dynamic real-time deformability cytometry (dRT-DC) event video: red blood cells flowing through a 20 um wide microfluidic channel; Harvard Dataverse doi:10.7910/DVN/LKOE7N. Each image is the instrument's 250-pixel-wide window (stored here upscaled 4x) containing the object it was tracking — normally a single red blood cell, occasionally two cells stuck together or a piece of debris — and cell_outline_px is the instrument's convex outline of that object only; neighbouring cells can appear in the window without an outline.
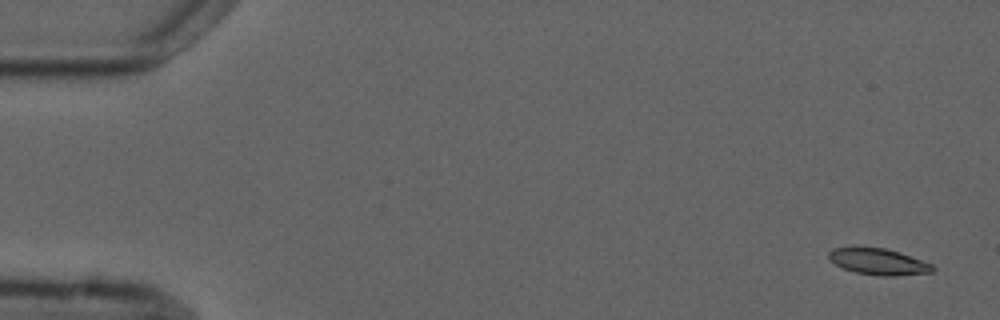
{"species": "common noctule bat (a hibernating species)", "species_latin": "Nyctalus noctula", "temperature_condition": "cold", "stored_images_in_passage": 5, "camera_frame_rate_fps": 3000, "um_per_image_px": 0.085, "animal": {"sex": "male", "forearm_length_mm": 52.5}, "frame": {"image": 1, "passage_image": 1, "time_ms": 0.0, "image_size_px": [1000, 320], "cell_outline_px": [[936, 268], [932, 272], [892, 276], [880, 276], [856, 272], [844, 268], [836, 264], [828, 256], [828, 252], [832, 248], [856, 244], [884, 248], [900, 252], [932, 264]], "centroid_in_image_um": [74.62, 22.19], "position_along_channel_um": 10.4, "area_um2": 16.36}}
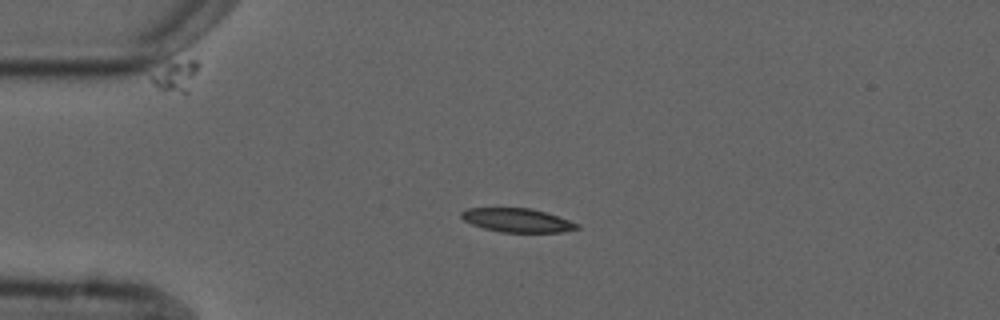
{"frame": {"image": 2, "passage_image": 4, "time_ms": 3.667, "image_size_px": [1000, 320], "cell_outline_px": [[580, 228], [564, 232], [500, 232], [484, 228], [472, 224], [464, 220], [460, 216], [460, 212], [468, 208], [532, 208], [580, 224]], "centroid_in_image_um": [43.96, 18.72], "position_along_channel_um": 41.0, "area_um2": 15.95}}